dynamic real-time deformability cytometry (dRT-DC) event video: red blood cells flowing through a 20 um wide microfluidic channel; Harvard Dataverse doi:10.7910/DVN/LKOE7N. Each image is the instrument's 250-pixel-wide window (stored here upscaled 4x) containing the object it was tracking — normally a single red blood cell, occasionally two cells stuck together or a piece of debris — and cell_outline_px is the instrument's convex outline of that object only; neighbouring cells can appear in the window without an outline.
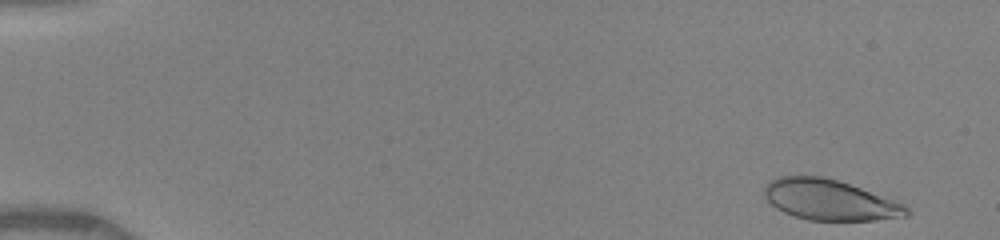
{"species": "human", "species_latin": "Homo sapiens", "temperature_condition": "warm", "stored_images_in_passage": 43, "camera_frame_rate_fps": 3000, "um_per_image_px": 0.085, "donor": {"sex": "female"}, "frame": {"image": 1, "passage_image": 2, "time_ms": 0.333, "image_size_px": [1000, 240], "cell_outline_px": [[908, 216], [872, 220], [808, 220], [784, 212], [776, 208], [768, 200], [764, 192], [764, 188], [772, 180], [780, 176], [824, 176], [860, 188], [904, 204], [908, 208]], "centroid_in_image_um": [70.51, 16.99], "position_along_channel_um": 14.5, "area_um2": 33.0}}
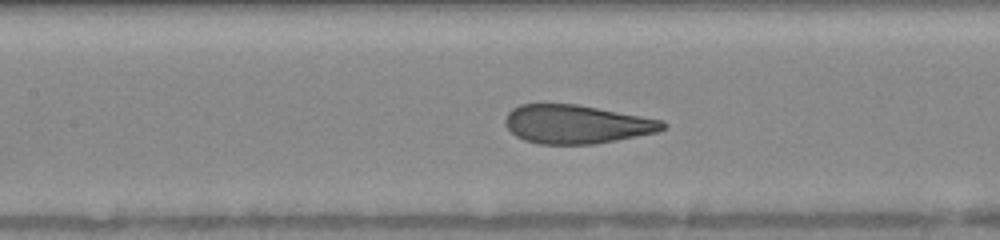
{"frame": {"image": 2, "passage_image": 23, "time_ms": 7.333, "image_size_px": [1000, 240], "cell_outline_px": [[668, 124], [664, 128], [656, 132], [596, 144], [540, 144], [524, 140], [516, 136], [504, 124], [504, 120], [508, 112], [512, 108], [520, 104], [576, 104], [664, 120]], "centroid_in_image_um": [48.99, 10.56], "position_along_channel_um": 158.4, "area_um2": 35.43}}
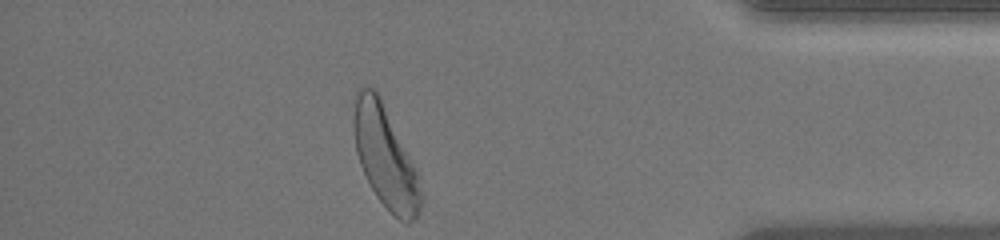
{"frame": {"image": 3, "passage_image": 43, "time_ms": 14.0, "image_size_px": [1000, 240], "cell_outline_px": [[424, 200], [416, 216], [408, 224], [400, 220], [376, 196], [360, 164], [356, 152], [352, 120], [356, 92], [360, 88], [372, 88], [380, 96], [416, 168], [424, 196]], "centroid_in_image_um": [32.76, 13.34], "position_along_channel_um": 402.4, "area_um2": 39.48}, "authors_computed_cell_mechanics": {"area_um2": 36.0094, "velocity_mm_per_s": 4.0922, "shape_relaxation_time_tau1_ms": 4.5908, "shape_relaxation_time_tau2_ms": null, "deformation_change_tau1": 0.1884, "deformation_change_tau2": null}}